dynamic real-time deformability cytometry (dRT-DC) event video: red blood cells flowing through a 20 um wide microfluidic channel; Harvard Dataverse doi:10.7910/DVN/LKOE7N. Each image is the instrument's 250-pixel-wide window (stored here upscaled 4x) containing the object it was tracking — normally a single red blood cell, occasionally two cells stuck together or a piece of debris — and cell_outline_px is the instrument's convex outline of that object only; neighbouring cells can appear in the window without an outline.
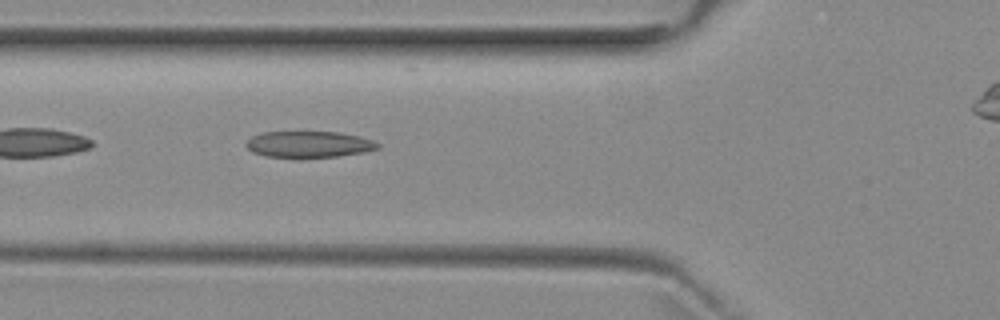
{"species": "common noctule bat (a hibernating species)", "species_latin": "Nyctalus noctula", "temperature_condition": "room temperature", "stored_images_in_passage": 5, "segment_of_instrument_passage": [1, 2], "camera_frame_rate_fps": 3000, "um_per_image_px": 0.085, "animal": {"sex": "female", "body_mass_g": 29.2, "forearm_length_mm": 56.3}, "frame": {"image": 1, "passage_image": 4, "time_ms": 3.333, "image_size_px": [1000, 320], "cell_outline_px": [[380, 148], [364, 152], [340, 156], [300, 160], [296, 160], [264, 156], [252, 152], [244, 144], [252, 136], [264, 132], [340, 132], [360, 136], [372, 140], [380, 144]], "centroid_in_image_um": [26.24, 12.31], "position_along_channel_um": 99.6, "area_um2": 21.04}}